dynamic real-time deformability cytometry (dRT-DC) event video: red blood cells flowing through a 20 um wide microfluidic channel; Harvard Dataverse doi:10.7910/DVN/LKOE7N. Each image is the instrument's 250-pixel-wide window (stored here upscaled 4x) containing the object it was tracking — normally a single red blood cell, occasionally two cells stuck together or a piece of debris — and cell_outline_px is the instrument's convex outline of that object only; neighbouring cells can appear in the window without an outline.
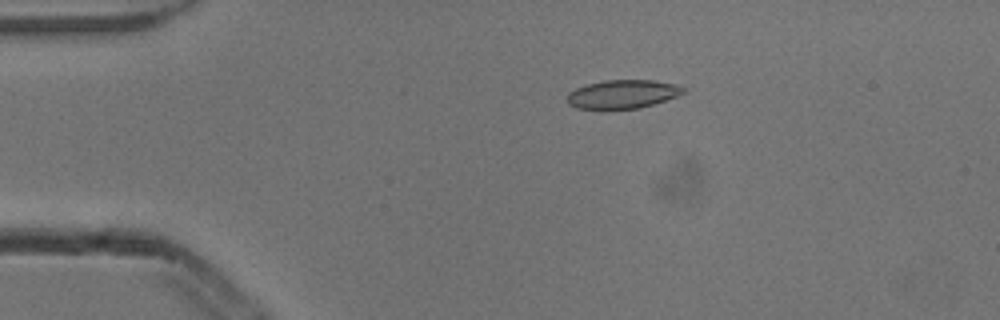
{"species": "common noctule bat (a hibernating species)", "species_latin": "Nyctalus noctula", "temperature_condition": "cold", "stored_images_in_passage": 5, "camera_frame_rate_fps": 3000, "um_per_image_px": 0.085, "animal": {"sex": "male", "body_mass_g": 13.3}, "frame": {"image": 1, "passage_image": 3, "time_ms": 0.667, "image_size_px": [1000, 320], "cell_outline_px": [[688, 92], [640, 108], [612, 112], [604, 112], [576, 108], [568, 104], [568, 92], [576, 88], [588, 84], [604, 80], [656, 80], [676, 84], [688, 88]], "centroid_in_image_um": [52.91, 8.05], "position_along_channel_um": 32.1, "area_um2": 20.29}}
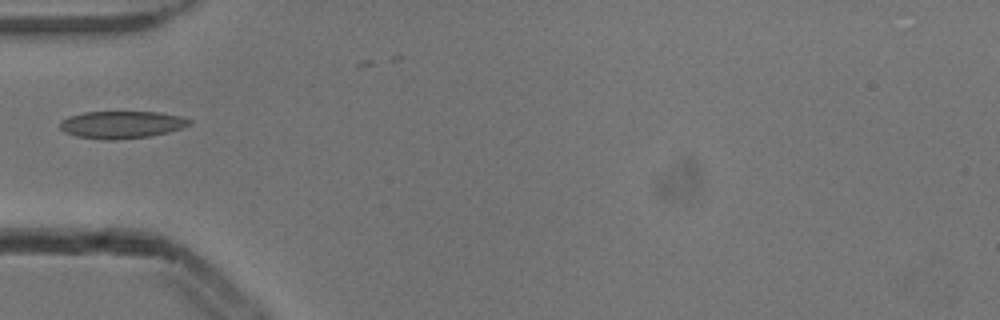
{"frame": {"image": 2, "passage_image": 5, "time_ms": 1.333, "image_size_px": [1000, 320], "cell_outline_px": [[192, 124], [168, 132], [148, 136], [116, 140], [104, 140], [76, 136], [64, 132], [60, 128], [60, 120], [68, 116], [84, 112], [160, 112], [184, 116], [192, 120]], "centroid_in_image_um": [10.34, 10.59], "position_along_channel_um": 74.7, "area_um2": 20.81}}